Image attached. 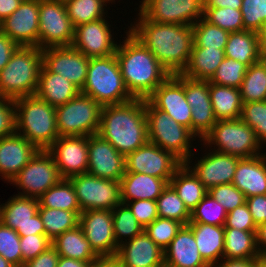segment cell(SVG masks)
Instances as JSON below:
<instances>
[{
    "mask_svg": "<svg viewBox=\"0 0 266 267\" xmlns=\"http://www.w3.org/2000/svg\"><path fill=\"white\" fill-rule=\"evenodd\" d=\"M129 31L139 39L170 74H182L193 50L192 25L157 23L138 13ZM137 23V24H136Z\"/></svg>",
    "mask_w": 266,
    "mask_h": 267,
    "instance_id": "6da1fadb",
    "label": "cell"
},
{
    "mask_svg": "<svg viewBox=\"0 0 266 267\" xmlns=\"http://www.w3.org/2000/svg\"><path fill=\"white\" fill-rule=\"evenodd\" d=\"M118 44L117 58L125 86L134 99H147L170 74L130 31Z\"/></svg>",
    "mask_w": 266,
    "mask_h": 267,
    "instance_id": "7a4b0ae2",
    "label": "cell"
},
{
    "mask_svg": "<svg viewBox=\"0 0 266 267\" xmlns=\"http://www.w3.org/2000/svg\"><path fill=\"white\" fill-rule=\"evenodd\" d=\"M98 134L124 156L148 142L145 99L103 106Z\"/></svg>",
    "mask_w": 266,
    "mask_h": 267,
    "instance_id": "3957f363",
    "label": "cell"
},
{
    "mask_svg": "<svg viewBox=\"0 0 266 267\" xmlns=\"http://www.w3.org/2000/svg\"><path fill=\"white\" fill-rule=\"evenodd\" d=\"M14 102L16 132L39 150H47L59 137L56 108L36 95L19 97Z\"/></svg>",
    "mask_w": 266,
    "mask_h": 267,
    "instance_id": "277c9868",
    "label": "cell"
},
{
    "mask_svg": "<svg viewBox=\"0 0 266 267\" xmlns=\"http://www.w3.org/2000/svg\"><path fill=\"white\" fill-rule=\"evenodd\" d=\"M42 66L39 47L18 46L0 71V96L17 99L35 95Z\"/></svg>",
    "mask_w": 266,
    "mask_h": 267,
    "instance_id": "5b68a950",
    "label": "cell"
},
{
    "mask_svg": "<svg viewBox=\"0 0 266 267\" xmlns=\"http://www.w3.org/2000/svg\"><path fill=\"white\" fill-rule=\"evenodd\" d=\"M80 93L90 96L102 107L134 99L125 86L115 54L89 59L86 82Z\"/></svg>",
    "mask_w": 266,
    "mask_h": 267,
    "instance_id": "8992f818",
    "label": "cell"
},
{
    "mask_svg": "<svg viewBox=\"0 0 266 267\" xmlns=\"http://www.w3.org/2000/svg\"><path fill=\"white\" fill-rule=\"evenodd\" d=\"M148 142L172 152L184 164L191 163V140L197 137L189 128L177 123L167 113L145 99Z\"/></svg>",
    "mask_w": 266,
    "mask_h": 267,
    "instance_id": "52a82bcc",
    "label": "cell"
},
{
    "mask_svg": "<svg viewBox=\"0 0 266 267\" xmlns=\"http://www.w3.org/2000/svg\"><path fill=\"white\" fill-rule=\"evenodd\" d=\"M204 145H215L217 152L249 158L260 155L261 144L255 131L241 119L217 120L201 140Z\"/></svg>",
    "mask_w": 266,
    "mask_h": 267,
    "instance_id": "ba28073f",
    "label": "cell"
},
{
    "mask_svg": "<svg viewBox=\"0 0 266 267\" xmlns=\"http://www.w3.org/2000/svg\"><path fill=\"white\" fill-rule=\"evenodd\" d=\"M102 106L90 96L79 93L64 105L56 107L59 136L98 134Z\"/></svg>",
    "mask_w": 266,
    "mask_h": 267,
    "instance_id": "9c48e42d",
    "label": "cell"
},
{
    "mask_svg": "<svg viewBox=\"0 0 266 267\" xmlns=\"http://www.w3.org/2000/svg\"><path fill=\"white\" fill-rule=\"evenodd\" d=\"M75 189L81 212L110 210L122 203L120 181L99 178L89 173L69 178Z\"/></svg>",
    "mask_w": 266,
    "mask_h": 267,
    "instance_id": "30bf717a",
    "label": "cell"
},
{
    "mask_svg": "<svg viewBox=\"0 0 266 267\" xmlns=\"http://www.w3.org/2000/svg\"><path fill=\"white\" fill-rule=\"evenodd\" d=\"M62 179L53 156L39 150L10 182L23 191L18 195L38 199Z\"/></svg>",
    "mask_w": 266,
    "mask_h": 267,
    "instance_id": "8fae6325",
    "label": "cell"
},
{
    "mask_svg": "<svg viewBox=\"0 0 266 267\" xmlns=\"http://www.w3.org/2000/svg\"><path fill=\"white\" fill-rule=\"evenodd\" d=\"M74 30L63 0H39V48L72 46Z\"/></svg>",
    "mask_w": 266,
    "mask_h": 267,
    "instance_id": "7c38bea8",
    "label": "cell"
},
{
    "mask_svg": "<svg viewBox=\"0 0 266 267\" xmlns=\"http://www.w3.org/2000/svg\"><path fill=\"white\" fill-rule=\"evenodd\" d=\"M183 164L172 152L147 142L125 156V172L148 174L168 183L175 171Z\"/></svg>",
    "mask_w": 266,
    "mask_h": 267,
    "instance_id": "4fadbf2b",
    "label": "cell"
},
{
    "mask_svg": "<svg viewBox=\"0 0 266 267\" xmlns=\"http://www.w3.org/2000/svg\"><path fill=\"white\" fill-rule=\"evenodd\" d=\"M139 13L157 23L193 25L204 16V0H143Z\"/></svg>",
    "mask_w": 266,
    "mask_h": 267,
    "instance_id": "5bb4252c",
    "label": "cell"
},
{
    "mask_svg": "<svg viewBox=\"0 0 266 267\" xmlns=\"http://www.w3.org/2000/svg\"><path fill=\"white\" fill-rule=\"evenodd\" d=\"M37 198L14 195L0 205V221L20 236L45 234Z\"/></svg>",
    "mask_w": 266,
    "mask_h": 267,
    "instance_id": "9a60e30c",
    "label": "cell"
},
{
    "mask_svg": "<svg viewBox=\"0 0 266 267\" xmlns=\"http://www.w3.org/2000/svg\"><path fill=\"white\" fill-rule=\"evenodd\" d=\"M79 226L91 248L100 258L116 256L119 246L115 241L110 210L98 209L81 212Z\"/></svg>",
    "mask_w": 266,
    "mask_h": 267,
    "instance_id": "2e32d148",
    "label": "cell"
},
{
    "mask_svg": "<svg viewBox=\"0 0 266 267\" xmlns=\"http://www.w3.org/2000/svg\"><path fill=\"white\" fill-rule=\"evenodd\" d=\"M147 100L155 108L191 130V107L184 93V75H170Z\"/></svg>",
    "mask_w": 266,
    "mask_h": 267,
    "instance_id": "e0dca14e",
    "label": "cell"
},
{
    "mask_svg": "<svg viewBox=\"0 0 266 267\" xmlns=\"http://www.w3.org/2000/svg\"><path fill=\"white\" fill-rule=\"evenodd\" d=\"M89 59L73 46L49 47L42 50L43 66L62 75L80 91L85 85Z\"/></svg>",
    "mask_w": 266,
    "mask_h": 267,
    "instance_id": "ac0fdd59",
    "label": "cell"
},
{
    "mask_svg": "<svg viewBox=\"0 0 266 267\" xmlns=\"http://www.w3.org/2000/svg\"><path fill=\"white\" fill-rule=\"evenodd\" d=\"M47 151L63 179L87 173L88 136H59Z\"/></svg>",
    "mask_w": 266,
    "mask_h": 267,
    "instance_id": "d6986e66",
    "label": "cell"
},
{
    "mask_svg": "<svg viewBox=\"0 0 266 267\" xmlns=\"http://www.w3.org/2000/svg\"><path fill=\"white\" fill-rule=\"evenodd\" d=\"M0 31L18 46L39 47V0L22 2L9 17L0 22Z\"/></svg>",
    "mask_w": 266,
    "mask_h": 267,
    "instance_id": "ffe728a7",
    "label": "cell"
},
{
    "mask_svg": "<svg viewBox=\"0 0 266 267\" xmlns=\"http://www.w3.org/2000/svg\"><path fill=\"white\" fill-rule=\"evenodd\" d=\"M184 93L191 107V131L203 139L217 122L211 103L209 81L184 76Z\"/></svg>",
    "mask_w": 266,
    "mask_h": 267,
    "instance_id": "44dd1931",
    "label": "cell"
},
{
    "mask_svg": "<svg viewBox=\"0 0 266 267\" xmlns=\"http://www.w3.org/2000/svg\"><path fill=\"white\" fill-rule=\"evenodd\" d=\"M87 173L99 178L121 181L125 174V156L99 134L90 135Z\"/></svg>",
    "mask_w": 266,
    "mask_h": 267,
    "instance_id": "7402d4cb",
    "label": "cell"
},
{
    "mask_svg": "<svg viewBox=\"0 0 266 267\" xmlns=\"http://www.w3.org/2000/svg\"><path fill=\"white\" fill-rule=\"evenodd\" d=\"M107 22L101 18L75 27L72 46L88 58L115 54L118 45L112 38L111 26Z\"/></svg>",
    "mask_w": 266,
    "mask_h": 267,
    "instance_id": "603a6c76",
    "label": "cell"
},
{
    "mask_svg": "<svg viewBox=\"0 0 266 267\" xmlns=\"http://www.w3.org/2000/svg\"><path fill=\"white\" fill-rule=\"evenodd\" d=\"M212 150L195 166L185 164L207 190L221 184H232L240 157Z\"/></svg>",
    "mask_w": 266,
    "mask_h": 267,
    "instance_id": "cb8c5ba5",
    "label": "cell"
},
{
    "mask_svg": "<svg viewBox=\"0 0 266 267\" xmlns=\"http://www.w3.org/2000/svg\"><path fill=\"white\" fill-rule=\"evenodd\" d=\"M115 258L120 262L121 267H162L164 265L163 250L145 231L119 245Z\"/></svg>",
    "mask_w": 266,
    "mask_h": 267,
    "instance_id": "d4e9b609",
    "label": "cell"
},
{
    "mask_svg": "<svg viewBox=\"0 0 266 267\" xmlns=\"http://www.w3.org/2000/svg\"><path fill=\"white\" fill-rule=\"evenodd\" d=\"M39 149L15 132L0 139V176L10 182Z\"/></svg>",
    "mask_w": 266,
    "mask_h": 267,
    "instance_id": "484cf974",
    "label": "cell"
},
{
    "mask_svg": "<svg viewBox=\"0 0 266 267\" xmlns=\"http://www.w3.org/2000/svg\"><path fill=\"white\" fill-rule=\"evenodd\" d=\"M232 184L243 192L246 198L266 195V153L240 158Z\"/></svg>",
    "mask_w": 266,
    "mask_h": 267,
    "instance_id": "4316f807",
    "label": "cell"
},
{
    "mask_svg": "<svg viewBox=\"0 0 266 267\" xmlns=\"http://www.w3.org/2000/svg\"><path fill=\"white\" fill-rule=\"evenodd\" d=\"M164 252V264L171 267H210L200 255L194 234L183 226Z\"/></svg>",
    "mask_w": 266,
    "mask_h": 267,
    "instance_id": "83f0119b",
    "label": "cell"
},
{
    "mask_svg": "<svg viewBox=\"0 0 266 267\" xmlns=\"http://www.w3.org/2000/svg\"><path fill=\"white\" fill-rule=\"evenodd\" d=\"M120 183L121 201L124 204L140 199L156 201L169 184L164 179L134 172H125Z\"/></svg>",
    "mask_w": 266,
    "mask_h": 267,
    "instance_id": "f1b7e54d",
    "label": "cell"
},
{
    "mask_svg": "<svg viewBox=\"0 0 266 267\" xmlns=\"http://www.w3.org/2000/svg\"><path fill=\"white\" fill-rule=\"evenodd\" d=\"M80 93V90L62 75L42 66L35 95L53 107L64 105Z\"/></svg>",
    "mask_w": 266,
    "mask_h": 267,
    "instance_id": "f546056e",
    "label": "cell"
},
{
    "mask_svg": "<svg viewBox=\"0 0 266 267\" xmlns=\"http://www.w3.org/2000/svg\"><path fill=\"white\" fill-rule=\"evenodd\" d=\"M203 260L213 267L223 259L224 225H210L205 223H188Z\"/></svg>",
    "mask_w": 266,
    "mask_h": 267,
    "instance_id": "4dcf8cb0",
    "label": "cell"
},
{
    "mask_svg": "<svg viewBox=\"0 0 266 267\" xmlns=\"http://www.w3.org/2000/svg\"><path fill=\"white\" fill-rule=\"evenodd\" d=\"M224 52L225 57L239 61L247 67L263 58L257 32L249 30L230 33Z\"/></svg>",
    "mask_w": 266,
    "mask_h": 267,
    "instance_id": "1f68e13d",
    "label": "cell"
},
{
    "mask_svg": "<svg viewBox=\"0 0 266 267\" xmlns=\"http://www.w3.org/2000/svg\"><path fill=\"white\" fill-rule=\"evenodd\" d=\"M52 246L62 257L81 261H96L100 258L91 248L79 225L57 236L52 241Z\"/></svg>",
    "mask_w": 266,
    "mask_h": 267,
    "instance_id": "d6a6232c",
    "label": "cell"
},
{
    "mask_svg": "<svg viewBox=\"0 0 266 267\" xmlns=\"http://www.w3.org/2000/svg\"><path fill=\"white\" fill-rule=\"evenodd\" d=\"M225 49L193 47L187 67L182 75L209 81L225 58Z\"/></svg>",
    "mask_w": 266,
    "mask_h": 267,
    "instance_id": "836d02e7",
    "label": "cell"
},
{
    "mask_svg": "<svg viewBox=\"0 0 266 267\" xmlns=\"http://www.w3.org/2000/svg\"><path fill=\"white\" fill-rule=\"evenodd\" d=\"M169 184L177 192L190 213L208 194V190L202 182L184 163L175 171Z\"/></svg>",
    "mask_w": 266,
    "mask_h": 267,
    "instance_id": "e575fe53",
    "label": "cell"
},
{
    "mask_svg": "<svg viewBox=\"0 0 266 267\" xmlns=\"http://www.w3.org/2000/svg\"><path fill=\"white\" fill-rule=\"evenodd\" d=\"M209 92L217 120L240 119L243 103L238 88L209 82Z\"/></svg>",
    "mask_w": 266,
    "mask_h": 267,
    "instance_id": "d590c367",
    "label": "cell"
},
{
    "mask_svg": "<svg viewBox=\"0 0 266 267\" xmlns=\"http://www.w3.org/2000/svg\"><path fill=\"white\" fill-rule=\"evenodd\" d=\"M258 255L256 231L224 228L223 258H256Z\"/></svg>",
    "mask_w": 266,
    "mask_h": 267,
    "instance_id": "8d00e7d4",
    "label": "cell"
},
{
    "mask_svg": "<svg viewBox=\"0 0 266 267\" xmlns=\"http://www.w3.org/2000/svg\"><path fill=\"white\" fill-rule=\"evenodd\" d=\"M38 213L44 225L45 235L53 241L65 231L74 229L79 225L81 211L44 208L39 205Z\"/></svg>",
    "mask_w": 266,
    "mask_h": 267,
    "instance_id": "74e56055",
    "label": "cell"
},
{
    "mask_svg": "<svg viewBox=\"0 0 266 267\" xmlns=\"http://www.w3.org/2000/svg\"><path fill=\"white\" fill-rule=\"evenodd\" d=\"M239 90L242 103L266 100V57L247 68Z\"/></svg>",
    "mask_w": 266,
    "mask_h": 267,
    "instance_id": "f35d334b",
    "label": "cell"
},
{
    "mask_svg": "<svg viewBox=\"0 0 266 267\" xmlns=\"http://www.w3.org/2000/svg\"><path fill=\"white\" fill-rule=\"evenodd\" d=\"M39 205L44 208H56L66 211H81L73 184L62 179L48 189L40 198Z\"/></svg>",
    "mask_w": 266,
    "mask_h": 267,
    "instance_id": "ab89813d",
    "label": "cell"
},
{
    "mask_svg": "<svg viewBox=\"0 0 266 267\" xmlns=\"http://www.w3.org/2000/svg\"><path fill=\"white\" fill-rule=\"evenodd\" d=\"M73 27L106 18L104 6L110 0H63Z\"/></svg>",
    "mask_w": 266,
    "mask_h": 267,
    "instance_id": "60d3db41",
    "label": "cell"
},
{
    "mask_svg": "<svg viewBox=\"0 0 266 267\" xmlns=\"http://www.w3.org/2000/svg\"><path fill=\"white\" fill-rule=\"evenodd\" d=\"M159 218L176 220L184 226L190 221V212L179 198L174 188L168 184L162 194L156 199Z\"/></svg>",
    "mask_w": 266,
    "mask_h": 267,
    "instance_id": "b9f144b4",
    "label": "cell"
},
{
    "mask_svg": "<svg viewBox=\"0 0 266 267\" xmlns=\"http://www.w3.org/2000/svg\"><path fill=\"white\" fill-rule=\"evenodd\" d=\"M111 212L115 241L118 246L124 242L123 237L129 238L125 239V241L131 240L144 231V227L136 220V217L126 204L121 203Z\"/></svg>",
    "mask_w": 266,
    "mask_h": 267,
    "instance_id": "7bdbcfd3",
    "label": "cell"
},
{
    "mask_svg": "<svg viewBox=\"0 0 266 267\" xmlns=\"http://www.w3.org/2000/svg\"><path fill=\"white\" fill-rule=\"evenodd\" d=\"M192 29L194 36L193 47L225 49L229 32L210 24L204 18H200L193 24Z\"/></svg>",
    "mask_w": 266,
    "mask_h": 267,
    "instance_id": "ee69618b",
    "label": "cell"
},
{
    "mask_svg": "<svg viewBox=\"0 0 266 267\" xmlns=\"http://www.w3.org/2000/svg\"><path fill=\"white\" fill-rule=\"evenodd\" d=\"M227 212L224 207L207 194L190 213L189 223H205L223 226Z\"/></svg>",
    "mask_w": 266,
    "mask_h": 267,
    "instance_id": "f6af8a7d",
    "label": "cell"
},
{
    "mask_svg": "<svg viewBox=\"0 0 266 267\" xmlns=\"http://www.w3.org/2000/svg\"><path fill=\"white\" fill-rule=\"evenodd\" d=\"M203 18L210 24L233 33L244 31L241 10L226 8H204Z\"/></svg>",
    "mask_w": 266,
    "mask_h": 267,
    "instance_id": "bcb514c9",
    "label": "cell"
},
{
    "mask_svg": "<svg viewBox=\"0 0 266 267\" xmlns=\"http://www.w3.org/2000/svg\"><path fill=\"white\" fill-rule=\"evenodd\" d=\"M247 68L248 67L245 64L225 57L209 82L239 89L245 77Z\"/></svg>",
    "mask_w": 266,
    "mask_h": 267,
    "instance_id": "7dc6e473",
    "label": "cell"
},
{
    "mask_svg": "<svg viewBox=\"0 0 266 267\" xmlns=\"http://www.w3.org/2000/svg\"><path fill=\"white\" fill-rule=\"evenodd\" d=\"M240 119L255 131L261 145L266 144V100L243 103Z\"/></svg>",
    "mask_w": 266,
    "mask_h": 267,
    "instance_id": "c3c4849f",
    "label": "cell"
},
{
    "mask_svg": "<svg viewBox=\"0 0 266 267\" xmlns=\"http://www.w3.org/2000/svg\"><path fill=\"white\" fill-rule=\"evenodd\" d=\"M183 226L176 220L158 217L144 231L164 251Z\"/></svg>",
    "mask_w": 266,
    "mask_h": 267,
    "instance_id": "681fc988",
    "label": "cell"
},
{
    "mask_svg": "<svg viewBox=\"0 0 266 267\" xmlns=\"http://www.w3.org/2000/svg\"><path fill=\"white\" fill-rule=\"evenodd\" d=\"M0 255L14 267L23 266L20 235L0 221Z\"/></svg>",
    "mask_w": 266,
    "mask_h": 267,
    "instance_id": "f907efd6",
    "label": "cell"
},
{
    "mask_svg": "<svg viewBox=\"0 0 266 267\" xmlns=\"http://www.w3.org/2000/svg\"><path fill=\"white\" fill-rule=\"evenodd\" d=\"M244 29L257 32L266 21V0H242Z\"/></svg>",
    "mask_w": 266,
    "mask_h": 267,
    "instance_id": "816d5d0a",
    "label": "cell"
},
{
    "mask_svg": "<svg viewBox=\"0 0 266 267\" xmlns=\"http://www.w3.org/2000/svg\"><path fill=\"white\" fill-rule=\"evenodd\" d=\"M208 194L221 204L227 213L246 203V197L233 184H221L208 190Z\"/></svg>",
    "mask_w": 266,
    "mask_h": 267,
    "instance_id": "f5cc1de1",
    "label": "cell"
},
{
    "mask_svg": "<svg viewBox=\"0 0 266 267\" xmlns=\"http://www.w3.org/2000/svg\"><path fill=\"white\" fill-rule=\"evenodd\" d=\"M51 246L52 241L45 234L20 236L23 264L34 259Z\"/></svg>",
    "mask_w": 266,
    "mask_h": 267,
    "instance_id": "db71d44e",
    "label": "cell"
},
{
    "mask_svg": "<svg viewBox=\"0 0 266 267\" xmlns=\"http://www.w3.org/2000/svg\"><path fill=\"white\" fill-rule=\"evenodd\" d=\"M224 228H235L244 231L257 230L246 203L227 213Z\"/></svg>",
    "mask_w": 266,
    "mask_h": 267,
    "instance_id": "11a10c76",
    "label": "cell"
},
{
    "mask_svg": "<svg viewBox=\"0 0 266 267\" xmlns=\"http://www.w3.org/2000/svg\"><path fill=\"white\" fill-rule=\"evenodd\" d=\"M125 204L144 228L158 218L156 201L140 199Z\"/></svg>",
    "mask_w": 266,
    "mask_h": 267,
    "instance_id": "9f6ffc18",
    "label": "cell"
},
{
    "mask_svg": "<svg viewBox=\"0 0 266 267\" xmlns=\"http://www.w3.org/2000/svg\"><path fill=\"white\" fill-rule=\"evenodd\" d=\"M14 99L0 96V139L16 132Z\"/></svg>",
    "mask_w": 266,
    "mask_h": 267,
    "instance_id": "6f0895ef",
    "label": "cell"
},
{
    "mask_svg": "<svg viewBox=\"0 0 266 267\" xmlns=\"http://www.w3.org/2000/svg\"><path fill=\"white\" fill-rule=\"evenodd\" d=\"M246 204L256 226L266 222V195H254L246 198Z\"/></svg>",
    "mask_w": 266,
    "mask_h": 267,
    "instance_id": "680465c9",
    "label": "cell"
},
{
    "mask_svg": "<svg viewBox=\"0 0 266 267\" xmlns=\"http://www.w3.org/2000/svg\"><path fill=\"white\" fill-rule=\"evenodd\" d=\"M58 259L59 254L56 249L51 246L34 259L24 263L22 267H56Z\"/></svg>",
    "mask_w": 266,
    "mask_h": 267,
    "instance_id": "91938a15",
    "label": "cell"
},
{
    "mask_svg": "<svg viewBox=\"0 0 266 267\" xmlns=\"http://www.w3.org/2000/svg\"><path fill=\"white\" fill-rule=\"evenodd\" d=\"M17 48L18 45L0 31V71L8 64L11 55Z\"/></svg>",
    "mask_w": 266,
    "mask_h": 267,
    "instance_id": "94428289",
    "label": "cell"
},
{
    "mask_svg": "<svg viewBox=\"0 0 266 267\" xmlns=\"http://www.w3.org/2000/svg\"><path fill=\"white\" fill-rule=\"evenodd\" d=\"M222 260L213 267H256L255 258H223Z\"/></svg>",
    "mask_w": 266,
    "mask_h": 267,
    "instance_id": "6125c7cd",
    "label": "cell"
},
{
    "mask_svg": "<svg viewBox=\"0 0 266 267\" xmlns=\"http://www.w3.org/2000/svg\"><path fill=\"white\" fill-rule=\"evenodd\" d=\"M242 0H204V8H234L241 10Z\"/></svg>",
    "mask_w": 266,
    "mask_h": 267,
    "instance_id": "be15d7a7",
    "label": "cell"
},
{
    "mask_svg": "<svg viewBox=\"0 0 266 267\" xmlns=\"http://www.w3.org/2000/svg\"><path fill=\"white\" fill-rule=\"evenodd\" d=\"M21 3V0H0V22L9 17Z\"/></svg>",
    "mask_w": 266,
    "mask_h": 267,
    "instance_id": "e7e4bbea",
    "label": "cell"
},
{
    "mask_svg": "<svg viewBox=\"0 0 266 267\" xmlns=\"http://www.w3.org/2000/svg\"><path fill=\"white\" fill-rule=\"evenodd\" d=\"M256 245L259 254H266V222L257 226Z\"/></svg>",
    "mask_w": 266,
    "mask_h": 267,
    "instance_id": "03108f58",
    "label": "cell"
},
{
    "mask_svg": "<svg viewBox=\"0 0 266 267\" xmlns=\"http://www.w3.org/2000/svg\"><path fill=\"white\" fill-rule=\"evenodd\" d=\"M94 261H81L59 256L56 267H89Z\"/></svg>",
    "mask_w": 266,
    "mask_h": 267,
    "instance_id": "003e7915",
    "label": "cell"
},
{
    "mask_svg": "<svg viewBox=\"0 0 266 267\" xmlns=\"http://www.w3.org/2000/svg\"><path fill=\"white\" fill-rule=\"evenodd\" d=\"M89 267H121L115 257H102L90 264Z\"/></svg>",
    "mask_w": 266,
    "mask_h": 267,
    "instance_id": "a7ac6f4b",
    "label": "cell"
},
{
    "mask_svg": "<svg viewBox=\"0 0 266 267\" xmlns=\"http://www.w3.org/2000/svg\"><path fill=\"white\" fill-rule=\"evenodd\" d=\"M257 37L259 47L263 57H266V21L263 23L261 28L257 31Z\"/></svg>",
    "mask_w": 266,
    "mask_h": 267,
    "instance_id": "89a4df30",
    "label": "cell"
},
{
    "mask_svg": "<svg viewBox=\"0 0 266 267\" xmlns=\"http://www.w3.org/2000/svg\"><path fill=\"white\" fill-rule=\"evenodd\" d=\"M256 267H266V254H259L255 258Z\"/></svg>",
    "mask_w": 266,
    "mask_h": 267,
    "instance_id": "2644e50d",
    "label": "cell"
},
{
    "mask_svg": "<svg viewBox=\"0 0 266 267\" xmlns=\"http://www.w3.org/2000/svg\"><path fill=\"white\" fill-rule=\"evenodd\" d=\"M0 267H14L11 263H9L2 255H0Z\"/></svg>",
    "mask_w": 266,
    "mask_h": 267,
    "instance_id": "8c879c8a",
    "label": "cell"
},
{
    "mask_svg": "<svg viewBox=\"0 0 266 267\" xmlns=\"http://www.w3.org/2000/svg\"><path fill=\"white\" fill-rule=\"evenodd\" d=\"M162 267H171V266H168V265L164 264Z\"/></svg>",
    "mask_w": 266,
    "mask_h": 267,
    "instance_id": "753ad0ef",
    "label": "cell"
}]
</instances>
